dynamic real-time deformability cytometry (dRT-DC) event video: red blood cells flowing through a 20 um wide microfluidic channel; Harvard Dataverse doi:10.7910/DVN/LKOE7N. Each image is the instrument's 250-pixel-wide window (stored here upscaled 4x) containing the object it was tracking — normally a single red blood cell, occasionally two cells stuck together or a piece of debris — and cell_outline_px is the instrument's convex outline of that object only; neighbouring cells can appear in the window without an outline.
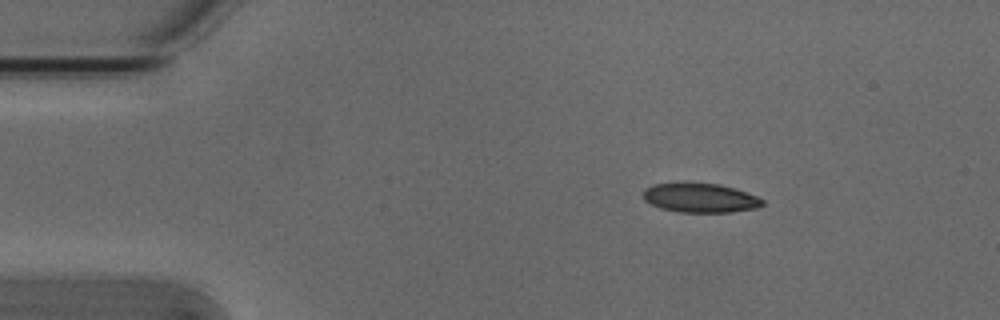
{"species": "Egyptian fruit bat (a non-hibernating species)", "species_latin": "Rousettus aegyptiacus", "temperature_condition": "cold", "stored_images_in_passage": 3, "camera_frame_rate_fps": 3000, "um_per_image_px": 0.085, "animal": {"sex": "male"}, "frame": {"image": 1, "passage_image": 1, "time_ms": 0.0, "image_size_px": [1000, 320], "cell_outline_px": [[764, 204], [756, 208], [732, 212], [680, 212], [660, 208], [644, 200], [644, 188], [652, 184], [720, 184], [756, 196], [764, 200]], "centroid_in_image_um": [59.52, 16.84], "position_along_channel_um": 25.5, "area_um2": 19.88}}